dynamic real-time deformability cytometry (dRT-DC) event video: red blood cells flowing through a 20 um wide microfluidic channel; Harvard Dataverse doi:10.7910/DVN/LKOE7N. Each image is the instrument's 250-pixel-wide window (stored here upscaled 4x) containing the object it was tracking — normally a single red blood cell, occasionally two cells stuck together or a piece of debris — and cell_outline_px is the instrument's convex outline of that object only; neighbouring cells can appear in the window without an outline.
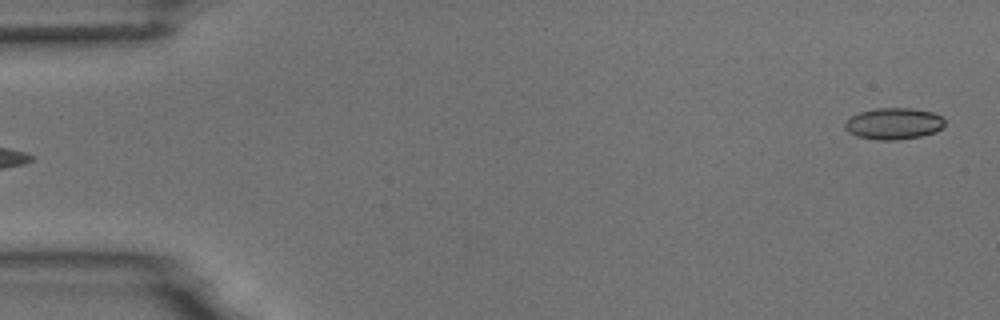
{"species": "common noctule bat (a hibernating species)", "species_latin": "Nyctalus noctula", "temperature_condition": "room temperature", "stored_images_in_passage": 5, "segment_of_instrument_passage": [2, 2], "camera_frame_rate_fps": 3000, "um_per_image_px": 0.085, "animal": {"sex": "male", "body_mass_g": 18.8}, "frame": {"image": 1, "passage_image": 5, "time_ms": 4.333, "image_size_px": [1000, 320], "cell_outline_px": [[944, 124], [936, 132], [920, 136], [896, 140], [880, 140], [856, 136], [848, 132], [844, 128], [844, 124], [852, 116], [860, 112], [876, 108], [912, 108], [932, 112], [940, 116], [944, 120]], "centroid_in_image_um": [75.95, 10.51], "position_along_channel_um": 9.1, "area_um2": 18.21}}